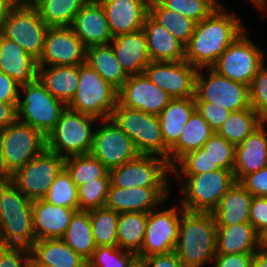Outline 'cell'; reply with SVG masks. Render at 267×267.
<instances>
[{"label":"cell","instance_id":"cell-1","mask_svg":"<svg viewBox=\"0 0 267 267\" xmlns=\"http://www.w3.org/2000/svg\"><path fill=\"white\" fill-rule=\"evenodd\" d=\"M245 28L240 18L227 13L223 5L196 23L194 33L185 46V61L196 68L211 67Z\"/></svg>","mask_w":267,"mask_h":267},{"label":"cell","instance_id":"cell-2","mask_svg":"<svg viewBox=\"0 0 267 267\" xmlns=\"http://www.w3.org/2000/svg\"><path fill=\"white\" fill-rule=\"evenodd\" d=\"M216 231L212 213H182L174 252L185 267H202L214 260Z\"/></svg>","mask_w":267,"mask_h":267},{"label":"cell","instance_id":"cell-3","mask_svg":"<svg viewBox=\"0 0 267 267\" xmlns=\"http://www.w3.org/2000/svg\"><path fill=\"white\" fill-rule=\"evenodd\" d=\"M35 241L32 200L8 178H1L0 245L30 248Z\"/></svg>","mask_w":267,"mask_h":267},{"label":"cell","instance_id":"cell-4","mask_svg":"<svg viewBox=\"0 0 267 267\" xmlns=\"http://www.w3.org/2000/svg\"><path fill=\"white\" fill-rule=\"evenodd\" d=\"M182 175L187 178L185 182ZM174 176L179 179L181 193L184 194L181 205L189 212L212 213L224 194L236 182L234 172L225 169L201 174H174Z\"/></svg>","mask_w":267,"mask_h":267},{"label":"cell","instance_id":"cell-5","mask_svg":"<svg viewBox=\"0 0 267 267\" xmlns=\"http://www.w3.org/2000/svg\"><path fill=\"white\" fill-rule=\"evenodd\" d=\"M46 149V137L36 128L15 121L0 130V179L16 170Z\"/></svg>","mask_w":267,"mask_h":267},{"label":"cell","instance_id":"cell-6","mask_svg":"<svg viewBox=\"0 0 267 267\" xmlns=\"http://www.w3.org/2000/svg\"><path fill=\"white\" fill-rule=\"evenodd\" d=\"M110 118L132 139L140 154L168 158L170 148L163 139L158 115L123 106L117 101Z\"/></svg>","mask_w":267,"mask_h":267},{"label":"cell","instance_id":"cell-7","mask_svg":"<svg viewBox=\"0 0 267 267\" xmlns=\"http://www.w3.org/2000/svg\"><path fill=\"white\" fill-rule=\"evenodd\" d=\"M95 121L98 119L93 116L66 108L46 137V149L64 159L90 153Z\"/></svg>","mask_w":267,"mask_h":267},{"label":"cell","instance_id":"cell-8","mask_svg":"<svg viewBox=\"0 0 267 267\" xmlns=\"http://www.w3.org/2000/svg\"><path fill=\"white\" fill-rule=\"evenodd\" d=\"M17 104V121L39 130L45 137L54 129L67 105L52 96L38 79L21 85ZM22 91V92H21Z\"/></svg>","mask_w":267,"mask_h":267},{"label":"cell","instance_id":"cell-9","mask_svg":"<svg viewBox=\"0 0 267 267\" xmlns=\"http://www.w3.org/2000/svg\"><path fill=\"white\" fill-rule=\"evenodd\" d=\"M117 101L118 91L115 88L88 64L79 65V84L75 96L67 105L68 109L101 121L111 117Z\"/></svg>","mask_w":267,"mask_h":267},{"label":"cell","instance_id":"cell-10","mask_svg":"<svg viewBox=\"0 0 267 267\" xmlns=\"http://www.w3.org/2000/svg\"><path fill=\"white\" fill-rule=\"evenodd\" d=\"M264 52L244 31L228 46L211 68L232 81L250 86L253 77L264 65Z\"/></svg>","mask_w":267,"mask_h":267},{"label":"cell","instance_id":"cell-11","mask_svg":"<svg viewBox=\"0 0 267 267\" xmlns=\"http://www.w3.org/2000/svg\"><path fill=\"white\" fill-rule=\"evenodd\" d=\"M48 26L36 7L14 6L2 22L0 33L16 42L26 53L39 60Z\"/></svg>","mask_w":267,"mask_h":267},{"label":"cell","instance_id":"cell-12","mask_svg":"<svg viewBox=\"0 0 267 267\" xmlns=\"http://www.w3.org/2000/svg\"><path fill=\"white\" fill-rule=\"evenodd\" d=\"M65 168V159L45 149L16 170L8 179L29 199H42L50 185Z\"/></svg>","mask_w":267,"mask_h":267},{"label":"cell","instance_id":"cell-13","mask_svg":"<svg viewBox=\"0 0 267 267\" xmlns=\"http://www.w3.org/2000/svg\"><path fill=\"white\" fill-rule=\"evenodd\" d=\"M199 68L196 75L195 102H211L216 106L233 111L250 107L249 86L230 80L207 67L209 76L205 79Z\"/></svg>","mask_w":267,"mask_h":267},{"label":"cell","instance_id":"cell-14","mask_svg":"<svg viewBox=\"0 0 267 267\" xmlns=\"http://www.w3.org/2000/svg\"><path fill=\"white\" fill-rule=\"evenodd\" d=\"M167 160L153 154H139L133 160L109 171L111 184L120 188L169 187Z\"/></svg>","mask_w":267,"mask_h":267},{"label":"cell","instance_id":"cell-15","mask_svg":"<svg viewBox=\"0 0 267 267\" xmlns=\"http://www.w3.org/2000/svg\"><path fill=\"white\" fill-rule=\"evenodd\" d=\"M102 122L104 124L100 125L98 120L94 126L90 154L98 158L109 171L140 154L132 139L111 118L103 119Z\"/></svg>","mask_w":267,"mask_h":267},{"label":"cell","instance_id":"cell-16","mask_svg":"<svg viewBox=\"0 0 267 267\" xmlns=\"http://www.w3.org/2000/svg\"><path fill=\"white\" fill-rule=\"evenodd\" d=\"M198 68L183 61H151L145 76L171 98H194Z\"/></svg>","mask_w":267,"mask_h":267},{"label":"cell","instance_id":"cell-17","mask_svg":"<svg viewBox=\"0 0 267 267\" xmlns=\"http://www.w3.org/2000/svg\"><path fill=\"white\" fill-rule=\"evenodd\" d=\"M185 209L166 208L159 212L148 213L147 227L138 260L156 254H167L175 250L179 224Z\"/></svg>","mask_w":267,"mask_h":267},{"label":"cell","instance_id":"cell-18","mask_svg":"<svg viewBox=\"0 0 267 267\" xmlns=\"http://www.w3.org/2000/svg\"><path fill=\"white\" fill-rule=\"evenodd\" d=\"M86 48L71 27H48L38 66H79L86 63Z\"/></svg>","mask_w":267,"mask_h":267},{"label":"cell","instance_id":"cell-19","mask_svg":"<svg viewBox=\"0 0 267 267\" xmlns=\"http://www.w3.org/2000/svg\"><path fill=\"white\" fill-rule=\"evenodd\" d=\"M171 96L153 84L144 73L130 75L118 90V102L126 107L159 115L169 104Z\"/></svg>","mask_w":267,"mask_h":267},{"label":"cell","instance_id":"cell-20","mask_svg":"<svg viewBox=\"0 0 267 267\" xmlns=\"http://www.w3.org/2000/svg\"><path fill=\"white\" fill-rule=\"evenodd\" d=\"M169 190V187L120 188L110 184L105 207L117 213H149L164 202Z\"/></svg>","mask_w":267,"mask_h":267},{"label":"cell","instance_id":"cell-21","mask_svg":"<svg viewBox=\"0 0 267 267\" xmlns=\"http://www.w3.org/2000/svg\"><path fill=\"white\" fill-rule=\"evenodd\" d=\"M70 27L86 47L107 45L113 39L105 11L99 2L87 1Z\"/></svg>","mask_w":267,"mask_h":267},{"label":"cell","instance_id":"cell-22","mask_svg":"<svg viewBox=\"0 0 267 267\" xmlns=\"http://www.w3.org/2000/svg\"><path fill=\"white\" fill-rule=\"evenodd\" d=\"M100 3L113 37L143 28L149 0H104Z\"/></svg>","mask_w":267,"mask_h":267},{"label":"cell","instance_id":"cell-23","mask_svg":"<svg viewBox=\"0 0 267 267\" xmlns=\"http://www.w3.org/2000/svg\"><path fill=\"white\" fill-rule=\"evenodd\" d=\"M110 45L128 76L143 73L145 67L152 61L143 29L116 35Z\"/></svg>","mask_w":267,"mask_h":267},{"label":"cell","instance_id":"cell-24","mask_svg":"<svg viewBox=\"0 0 267 267\" xmlns=\"http://www.w3.org/2000/svg\"><path fill=\"white\" fill-rule=\"evenodd\" d=\"M36 240L62 238L75 209L54 205L44 198L32 200Z\"/></svg>","mask_w":267,"mask_h":267},{"label":"cell","instance_id":"cell-25","mask_svg":"<svg viewBox=\"0 0 267 267\" xmlns=\"http://www.w3.org/2000/svg\"><path fill=\"white\" fill-rule=\"evenodd\" d=\"M266 122L258 126L243 142L235 146L234 176L239 182L244 176L267 166Z\"/></svg>","mask_w":267,"mask_h":267},{"label":"cell","instance_id":"cell-26","mask_svg":"<svg viewBox=\"0 0 267 267\" xmlns=\"http://www.w3.org/2000/svg\"><path fill=\"white\" fill-rule=\"evenodd\" d=\"M0 71L19 86L29 84L37 79L38 60L0 33Z\"/></svg>","mask_w":267,"mask_h":267},{"label":"cell","instance_id":"cell-27","mask_svg":"<svg viewBox=\"0 0 267 267\" xmlns=\"http://www.w3.org/2000/svg\"><path fill=\"white\" fill-rule=\"evenodd\" d=\"M258 250V233L250 222L217 225L216 254H254Z\"/></svg>","mask_w":267,"mask_h":267},{"label":"cell","instance_id":"cell-28","mask_svg":"<svg viewBox=\"0 0 267 267\" xmlns=\"http://www.w3.org/2000/svg\"><path fill=\"white\" fill-rule=\"evenodd\" d=\"M148 51L152 61H183L185 46L149 14L144 19Z\"/></svg>","mask_w":267,"mask_h":267},{"label":"cell","instance_id":"cell-29","mask_svg":"<svg viewBox=\"0 0 267 267\" xmlns=\"http://www.w3.org/2000/svg\"><path fill=\"white\" fill-rule=\"evenodd\" d=\"M30 264L54 267H87V261L64 243L61 238L39 239L29 248Z\"/></svg>","mask_w":267,"mask_h":267},{"label":"cell","instance_id":"cell-30","mask_svg":"<svg viewBox=\"0 0 267 267\" xmlns=\"http://www.w3.org/2000/svg\"><path fill=\"white\" fill-rule=\"evenodd\" d=\"M37 79L55 98L68 105L79 84V66H38Z\"/></svg>","mask_w":267,"mask_h":267},{"label":"cell","instance_id":"cell-31","mask_svg":"<svg viewBox=\"0 0 267 267\" xmlns=\"http://www.w3.org/2000/svg\"><path fill=\"white\" fill-rule=\"evenodd\" d=\"M252 198L253 195L236 181L212 212L216 224L234 225L249 222Z\"/></svg>","mask_w":267,"mask_h":267},{"label":"cell","instance_id":"cell-32","mask_svg":"<svg viewBox=\"0 0 267 267\" xmlns=\"http://www.w3.org/2000/svg\"><path fill=\"white\" fill-rule=\"evenodd\" d=\"M214 134L207 121L195 110L185 127L183 128L178 141L169 149V156L166 159L169 166L174 165L187 153L198 150Z\"/></svg>","mask_w":267,"mask_h":267},{"label":"cell","instance_id":"cell-33","mask_svg":"<svg viewBox=\"0 0 267 267\" xmlns=\"http://www.w3.org/2000/svg\"><path fill=\"white\" fill-rule=\"evenodd\" d=\"M196 110L194 98H172L158 115L165 144L171 148L180 138L188 119Z\"/></svg>","mask_w":267,"mask_h":267},{"label":"cell","instance_id":"cell-34","mask_svg":"<svg viewBox=\"0 0 267 267\" xmlns=\"http://www.w3.org/2000/svg\"><path fill=\"white\" fill-rule=\"evenodd\" d=\"M86 64L117 91L128 79L110 44L93 45L86 48Z\"/></svg>","mask_w":267,"mask_h":267},{"label":"cell","instance_id":"cell-35","mask_svg":"<svg viewBox=\"0 0 267 267\" xmlns=\"http://www.w3.org/2000/svg\"><path fill=\"white\" fill-rule=\"evenodd\" d=\"M61 239L88 262L97 247L91 227L90 211H76Z\"/></svg>","mask_w":267,"mask_h":267},{"label":"cell","instance_id":"cell-36","mask_svg":"<svg viewBox=\"0 0 267 267\" xmlns=\"http://www.w3.org/2000/svg\"><path fill=\"white\" fill-rule=\"evenodd\" d=\"M147 220L148 213H119L117 226L118 247L138 254L144 242Z\"/></svg>","mask_w":267,"mask_h":267},{"label":"cell","instance_id":"cell-37","mask_svg":"<svg viewBox=\"0 0 267 267\" xmlns=\"http://www.w3.org/2000/svg\"><path fill=\"white\" fill-rule=\"evenodd\" d=\"M148 14L186 46L194 33L196 22L164 7L158 0H149Z\"/></svg>","mask_w":267,"mask_h":267},{"label":"cell","instance_id":"cell-38","mask_svg":"<svg viewBox=\"0 0 267 267\" xmlns=\"http://www.w3.org/2000/svg\"><path fill=\"white\" fill-rule=\"evenodd\" d=\"M263 122L258 113L250 106L244 110L231 112L216 133L237 146Z\"/></svg>","mask_w":267,"mask_h":267},{"label":"cell","instance_id":"cell-39","mask_svg":"<svg viewBox=\"0 0 267 267\" xmlns=\"http://www.w3.org/2000/svg\"><path fill=\"white\" fill-rule=\"evenodd\" d=\"M86 0H41L35 7L48 27H70Z\"/></svg>","mask_w":267,"mask_h":267},{"label":"cell","instance_id":"cell-40","mask_svg":"<svg viewBox=\"0 0 267 267\" xmlns=\"http://www.w3.org/2000/svg\"><path fill=\"white\" fill-rule=\"evenodd\" d=\"M65 169L77 187L98 178H110L109 170L90 153L66 158Z\"/></svg>","mask_w":267,"mask_h":267},{"label":"cell","instance_id":"cell-41","mask_svg":"<svg viewBox=\"0 0 267 267\" xmlns=\"http://www.w3.org/2000/svg\"><path fill=\"white\" fill-rule=\"evenodd\" d=\"M90 220L96 246H117V226L119 213L100 207L90 210Z\"/></svg>","mask_w":267,"mask_h":267},{"label":"cell","instance_id":"cell-42","mask_svg":"<svg viewBox=\"0 0 267 267\" xmlns=\"http://www.w3.org/2000/svg\"><path fill=\"white\" fill-rule=\"evenodd\" d=\"M44 199L54 205L79 211L78 187L64 168L50 185Z\"/></svg>","mask_w":267,"mask_h":267},{"label":"cell","instance_id":"cell-43","mask_svg":"<svg viewBox=\"0 0 267 267\" xmlns=\"http://www.w3.org/2000/svg\"><path fill=\"white\" fill-rule=\"evenodd\" d=\"M136 253L123 250L117 246H97L87 267H137Z\"/></svg>","mask_w":267,"mask_h":267},{"label":"cell","instance_id":"cell-44","mask_svg":"<svg viewBox=\"0 0 267 267\" xmlns=\"http://www.w3.org/2000/svg\"><path fill=\"white\" fill-rule=\"evenodd\" d=\"M111 178H98L78 186L79 211H90L104 207Z\"/></svg>","mask_w":267,"mask_h":267},{"label":"cell","instance_id":"cell-45","mask_svg":"<svg viewBox=\"0 0 267 267\" xmlns=\"http://www.w3.org/2000/svg\"><path fill=\"white\" fill-rule=\"evenodd\" d=\"M164 7L176 11L196 23L207 18L221 5L218 0H158Z\"/></svg>","mask_w":267,"mask_h":267},{"label":"cell","instance_id":"cell-46","mask_svg":"<svg viewBox=\"0 0 267 267\" xmlns=\"http://www.w3.org/2000/svg\"><path fill=\"white\" fill-rule=\"evenodd\" d=\"M205 149L212 160V167L234 171L235 146L216 132L204 143Z\"/></svg>","mask_w":267,"mask_h":267},{"label":"cell","instance_id":"cell-47","mask_svg":"<svg viewBox=\"0 0 267 267\" xmlns=\"http://www.w3.org/2000/svg\"><path fill=\"white\" fill-rule=\"evenodd\" d=\"M217 169L221 168L212 167V160L207 151L202 147L184 155L171 168L173 174H201Z\"/></svg>","mask_w":267,"mask_h":267},{"label":"cell","instance_id":"cell-48","mask_svg":"<svg viewBox=\"0 0 267 267\" xmlns=\"http://www.w3.org/2000/svg\"><path fill=\"white\" fill-rule=\"evenodd\" d=\"M250 106L267 122V68L263 65L249 86Z\"/></svg>","mask_w":267,"mask_h":267},{"label":"cell","instance_id":"cell-49","mask_svg":"<svg viewBox=\"0 0 267 267\" xmlns=\"http://www.w3.org/2000/svg\"><path fill=\"white\" fill-rule=\"evenodd\" d=\"M30 261L29 248L0 245V267H30Z\"/></svg>","mask_w":267,"mask_h":267},{"label":"cell","instance_id":"cell-50","mask_svg":"<svg viewBox=\"0 0 267 267\" xmlns=\"http://www.w3.org/2000/svg\"><path fill=\"white\" fill-rule=\"evenodd\" d=\"M196 110L207 121L211 129L217 132L231 114L230 110L216 106L211 102H195Z\"/></svg>","mask_w":267,"mask_h":267},{"label":"cell","instance_id":"cell-51","mask_svg":"<svg viewBox=\"0 0 267 267\" xmlns=\"http://www.w3.org/2000/svg\"><path fill=\"white\" fill-rule=\"evenodd\" d=\"M239 183L253 196L267 197V166L244 176Z\"/></svg>","mask_w":267,"mask_h":267},{"label":"cell","instance_id":"cell-52","mask_svg":"<svg viewBox=\"0 0 267 267\" xmlns=\"http://www.w3.org/2000/svg\"><path fill=\"white\" fill-rule=\"evenodd\" d=\"M249 212V222L259 234L267 228V197L253 196Z\"/></svg>","mask_w":267,"mask_h":267},{"label":"cell","instance_id":"cell-53","mask_svg":"<svg viewBox=\"0 0 267 267\" xmlns=\"http://www.w3.org/2000/svg\"><path fill=\"white\" fill-rule=\"evenodd\" d=\"M19 88L13 78L0 71V102L13 104L17 108Z\"/></svg>","mask_w":267,"mask_h":267},{"label":"cell","instance_id":"cell-54","mask_svg":"<svg viewBox=\"0 0 267 267\" xmlns=\"http://www.w3.org/2000/svg\"><path fill=\"white\" fill-rule=\"evenodd\" d=\"M254 254H216L213 267H251Z\"/></svg>","mask_w":267,"mask_h":267},{"label":"cell","instance_id":"cell-55","mask_svg":"<svg viewBox=\"0 0 267 267\" xmlns=\"http://www.w3.org/2000/svg\"><path fill=\"white\" fill-rule=\"evenodd\" d=\"M141 267H185L174 251L151 255L139 260Z\"/></svg>","mask_w":267,"mask_h":267},{"label":"cell","instance_id":"cell-56","mask_svg":"<svg viewBox=\"0 0 267 267\" xmlns=\"http://www.w3.org/2000/svg\"><path fill=\"white\" fill-rule=\"evenodd\" d=\"M17 120L16 107L10 103L0 102V130Z\"/></svg>","mask_w":267,"mask_h":267},{"label":"cell","instance_id":"cell-57","mask_svg":"<svg viewBox=\"0 0 267 267\" xmlns=\"http://www.w3.org/2000/svg\"><path fill=\"white\" fill-rule=\"evenodd\" d=\"M251 267H267V252L258 250L254 253Z\"/></svg>","mask_w":267,"mask_h":267},{"label":"cell","instance_id":"cell-58","mask_svg":"<svg viewBox=\"0 0 267 267\" xmlns=\"http://www.w3.org/2000/svg\"><path fill=\"white\" fill-rule=\"evenodd\" d=\"M12 7L7 0H0V27Z\"/></svg>","mask_w":267,"mask_h":267},{"label":"cell","instance_id":"cell-59","mask_svg":"<svg viewBox=\"0 0 267 267\" xmlns=\"http://www.w3.org/2000/svg\"><path fill=\"white\" fill-rule=\"evenodd\" d=\"M259 250L267 252V228L258 234Z\"/></svg>","mask_w":267,"mask_h":267},{"label":"cell","instance_id":"cell-60","mask_svg":"<svg viewBox=\"0 0 267 267\" xmlns=\"http://www.w3.org/2000/svg\"><path fill=\"white\" fill-rule=\"evenodd\" d=\"M41 0H20V6L35 7Z\"/></svg>","mask_w":267,"mask_h":267},{"label":"cell","instance_id":"cell-61","mask_svg":"<svg viewBox=\"0 0 267 267\" xmlns=\"http://www.w3.org/2000/svg\"><path fill=\"white\" fill-rule=\"evenodd\" d=\"M257 8L262 9V10H266L267 9V0H264Z\"/></svg>","mask_w":267,"mask_h":267},{"label":"cell","instance_id":"cell-62","mask_svg":"<svg viewBox=\"0 0 267 267\" xmlns=\"http://www.w3.org/2000/svg\"><path fill=\"white\" fill-rule=\"evenodd\" d=\"M13 7L20 6V0H7Z\"/></svg>","mask_w":267,"mask_h":267},{"label":"cell","instance_id":"cell-63","mask_svg":"<svg viewBox=\"0 0 267 267\" xmlns=\"http://www.w3.org/2000/svg\"><path fill=\"white\" fill-rule=\"evenodd\" d=\"M30 267H54L47 264H30Z\"/></svg>","mask_w":267,"mask_h":267},{"label":"cell","instance_id":"cell-64","mask_svg":"<svg viewBox=\"0 0 267 267\" xmlns=\"http://www.w3.org/2000/svg\"><path fill=\"white\" fill-rule=\"evenodd\" d=\"M264 0H251L252 3L255 4V6H259Z\"/></svg>","mask_w":267,"mask_h":267},{"label":"cell","instance_id":"cell-65","mask_svg":"<svg viewBox=\"0 0 267 267\" xmlns=\"http://www.w3.org/2000/svg\"><path fill=\"white\" fill-rule=\"evenodd\" d=\"M86 1H89V2H102V1H104V0H86Z\"/></svg>","mask_w":267,"mask_h":267}]
</instances>
